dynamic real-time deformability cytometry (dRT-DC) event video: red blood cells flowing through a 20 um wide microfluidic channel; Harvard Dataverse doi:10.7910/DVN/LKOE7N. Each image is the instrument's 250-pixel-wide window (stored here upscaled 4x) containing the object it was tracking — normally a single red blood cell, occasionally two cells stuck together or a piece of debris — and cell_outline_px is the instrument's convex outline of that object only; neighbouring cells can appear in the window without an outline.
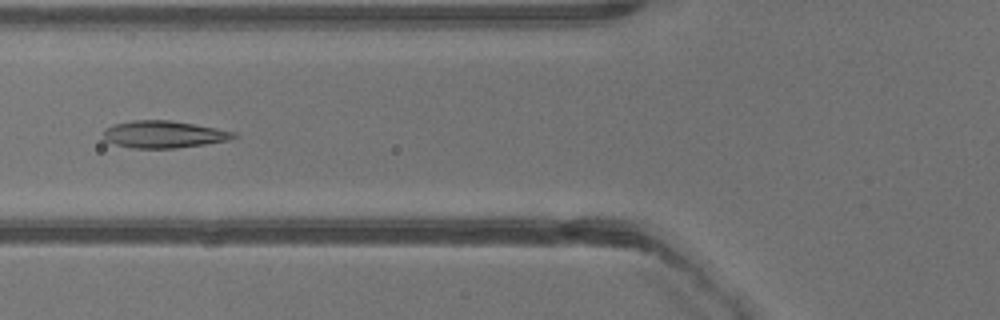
{"species": "common noctule bat (a hibernating species)", "species_latin": "Nyctalus noctula", "temperature_condition": "warm", "stored_images_in_passage": 35, "camera_frame_rate_fps": 3000, "um_per_image_px": 0.085, "animal": {"sex": "male", "body_mass_g": 13.3}, "frame": {"image": 1, "passage_image": 11, "time_ms": 3.333, "image_size_px": [1000, 320], "cell_outline_px": [[240, 136], [228, 140], [204, 144], [176, 148], [132, 148], [116, 144], [104, 140], [104, 128], [112, 124], [132, 120], [168, 120], [216, 128], [236, 132]], "centroid_in_image_um": [13.91, 11.42], "position_along_channel_um": 111.9, "area_um2": 20.58}}
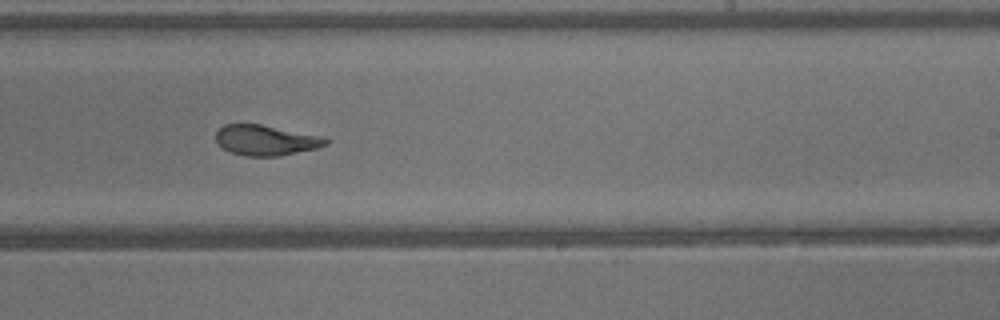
{"frame": {"image": 2, "passage_image": 20, "time_ms": 6.333, "image_size_px": [1000, 320], "cell_outline_px": [[332, 140], [328, 144], [316, 148], [280, 156], [244, 156], [232, 152], [224, 148], [216, 140], [216, 132], [224, 124], [260, 124], [316, 136]], "centroid_in_image_um": [22.57, 11.93], "position_along_channel_um": 266.4, "area_um2": 19.02}}
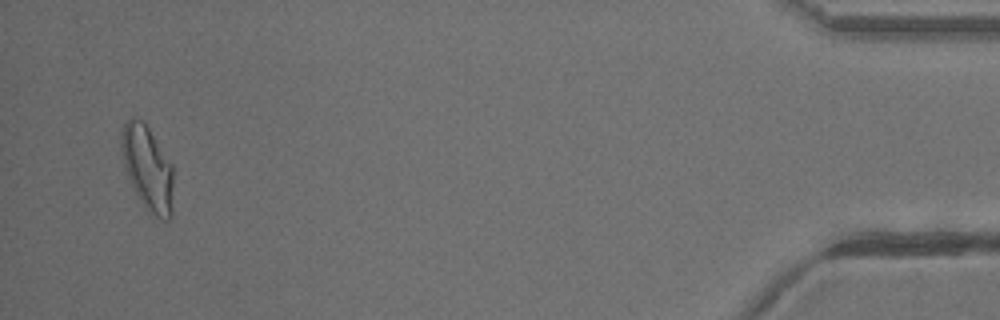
{"frame": {"image": 3, "passage_image": 34, "time_ms": 11.0, "image_size_px": [1000, 320], "cell_outline_px": [[172, 216], [168, 220], [164, 220], [156, 216], [144, 204], [136, 192], [128, 176], [124, 164], [120, 148], [120, 132], [124, 124], [132, 116], [144, 120], [172, 164]], "centroid_in_image_um": [12.53, 14.21], "position_along_channel_um": 422.7, "area_um2": 25.37}}